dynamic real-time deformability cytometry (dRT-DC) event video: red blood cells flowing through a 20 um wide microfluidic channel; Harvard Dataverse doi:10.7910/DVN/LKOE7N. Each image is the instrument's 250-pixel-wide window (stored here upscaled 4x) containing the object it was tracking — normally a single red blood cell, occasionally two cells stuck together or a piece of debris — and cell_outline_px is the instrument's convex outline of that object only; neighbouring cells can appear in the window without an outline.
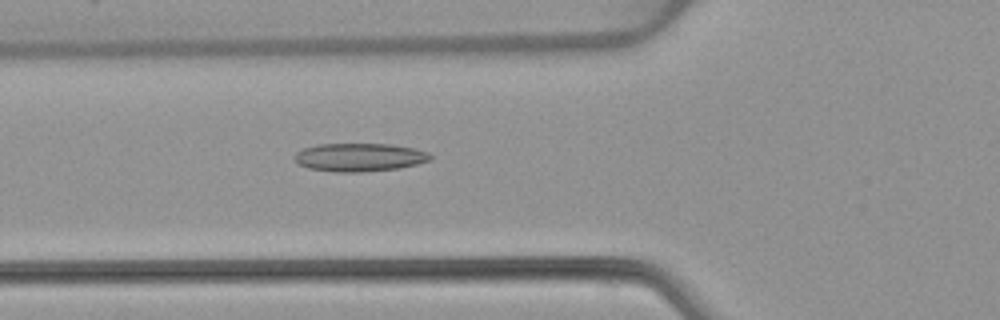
{"species": "common noctule bat (a hibernating species)", "species_latin": "Nyctalus noctula", "temperature_condition": "warm", "stored_images_in_passage": 52, "camera_frame_rate_fps": 3000, "um_per_image_px": 0.085, "animal": {"sex": "female", "body_mass_g": 22.7, "forearm_length_mm": 54.2}, "frame": {"image": 1, "passage_image": 19, "time_ms": 6.0, "image_size_px": [1000, 320], "cell_outline_px": [[432, 160], [400, 168], [360, 172], [336, 172], [308, 168], [300, 164], [292, 156], [296, 152], [304, 148], [316, 144], [392, 144], [416, 148], [428, 152], [432, 156]], "centroid_in_image_um": [30.58, 13.36], "position_along_channel_um": 95.2, "area_um2": 22.48}}
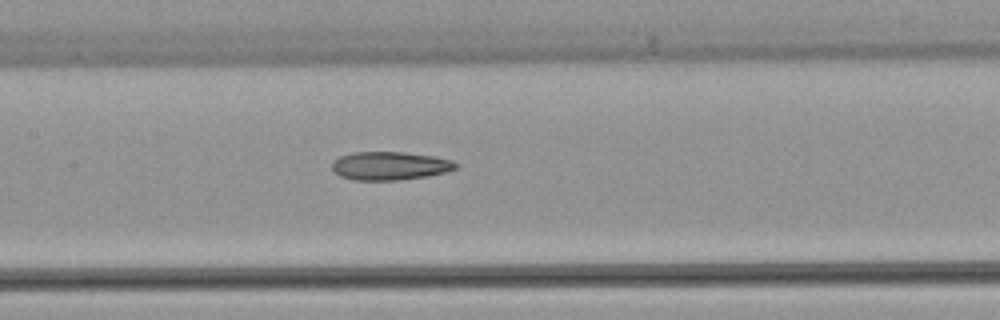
{"frame": {"image": 2, "passage_image": 25, "time_ms": 8.0, "image_size_px": [1000, 320], "cell_outline_px": [[460, 164], [456, 168], [444, 172], [428, 176], [400, 180], [352, 180], [340, 176], [332, 168], [332, 160], [340, 156], [352, 152], [404, 152], [432, 156], [452, 160]], "centroid_in_image_um": [33.12, 14.09], "position_along_channel_um": 174.3, "area_um2": 20.52}}
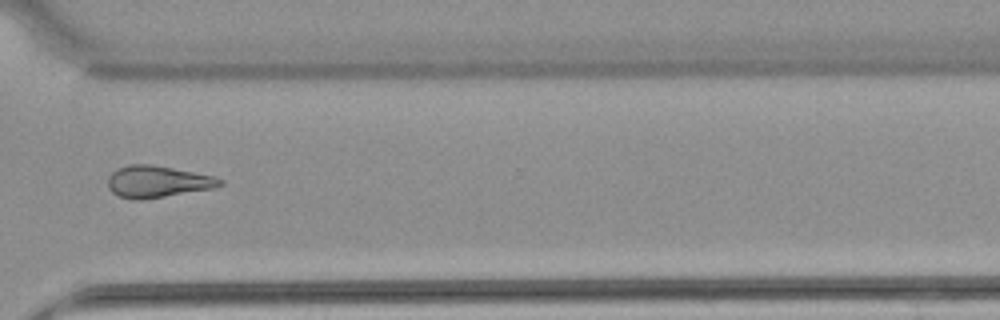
{"frame": {"image": 3, "passage_image": 39, "time_ms": 12.667, "image_size_px": [1000, 320], "cell_outline_px": [[224, 184], [212, 188], [140, 200], [132, 200], [120, 196], [112, 192], [108, 188], [108, 176], [116, 168], [128, 164], [152, 164], [216, 176], [224, 180]], "centroid_in_image_um": [13.37, 15.42], "position_along_channel_um": 357.2, "area_um2": 20.81}, "authors_computed_cell_mechanics": {"area_um2": 21.7617, "velocity_mm_per_s": 3.9236, "shape_relaxation_time_tau1_ms": null, "shape_relaxation_time_tau2_ms": 7.075, "deformation_change_tau1": null, "deformation_change_tau2": 0.1871}}